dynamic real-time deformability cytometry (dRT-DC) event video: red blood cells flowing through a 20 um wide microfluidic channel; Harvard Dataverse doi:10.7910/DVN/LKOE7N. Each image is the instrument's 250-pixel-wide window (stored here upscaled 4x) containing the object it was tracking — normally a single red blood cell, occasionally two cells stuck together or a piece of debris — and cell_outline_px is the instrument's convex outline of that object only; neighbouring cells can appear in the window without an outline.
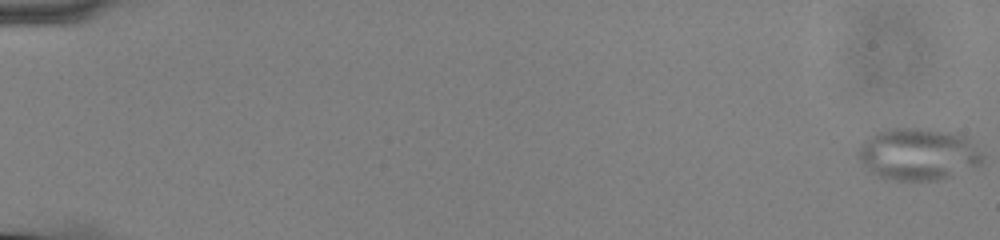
{"species": "common noctule bat (a hibernating species)", "species_latin": "Nyctalus noctula", "temperature_condition": "cold", "stored_images_in_passage": 15, "camera_frame_rate_fps": 3000, "um_per_image_px": 0.085, "animal": {"sex": "male", "body_mass_g": 13.0, "forearm_length_mm": 53.1}, "frame": {"image": 1, "passage_image": 1, "time_ms": 0.0, "image_size_px": [1000, 240], "cell_outline_px": [[984, 156], [980, 164], [948, 176], [936, 180], [896, 180], [880, 176], [872, 172], [860, 160], [856, 152], [860, 144], [876, 132], [884, 128], [928, 128], [956, 132], [968, 136]], "centroid_in_image_um": [78.05, 13.06], "position_along_channel_um": 6.9, "area_um2": 37.69}}